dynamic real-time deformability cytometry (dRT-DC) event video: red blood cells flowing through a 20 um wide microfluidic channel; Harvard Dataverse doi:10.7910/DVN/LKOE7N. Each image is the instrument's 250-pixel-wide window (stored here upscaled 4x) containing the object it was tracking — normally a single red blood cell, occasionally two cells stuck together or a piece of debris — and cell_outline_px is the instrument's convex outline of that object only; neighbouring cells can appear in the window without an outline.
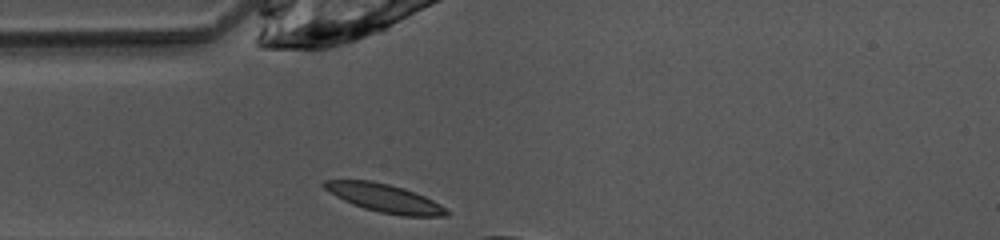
{"species": "common noctule bat (a hibernating species)", "species_latin": "Nyctalus noctula", "temperature_condition": "warm", "stored_images_in_passage": 4, "camera_frame_rate_fps": 3000, "um_per_image_px": 0.085, "animal": {"sex": "female", "body_mass_g": 10.0, "forearm_length_mm": 53.1}, "frame": {"image": 1, "passage_image": 1, "time_ms": 0.0, "image_size_px": [1000, 240], "cell_outline_px": [[452, 212], [448, 216], [400, 216], [380, 212], [364, 208], [352, 204], [328, 192], [320, 184], [324, 180], [372, 180], [404, 188], [416, 192], [448, 208]], "centroid_in_image_um": [32.71, 16.84], "position_along_channel_um": 52.3, "area_um2": 20.35}}